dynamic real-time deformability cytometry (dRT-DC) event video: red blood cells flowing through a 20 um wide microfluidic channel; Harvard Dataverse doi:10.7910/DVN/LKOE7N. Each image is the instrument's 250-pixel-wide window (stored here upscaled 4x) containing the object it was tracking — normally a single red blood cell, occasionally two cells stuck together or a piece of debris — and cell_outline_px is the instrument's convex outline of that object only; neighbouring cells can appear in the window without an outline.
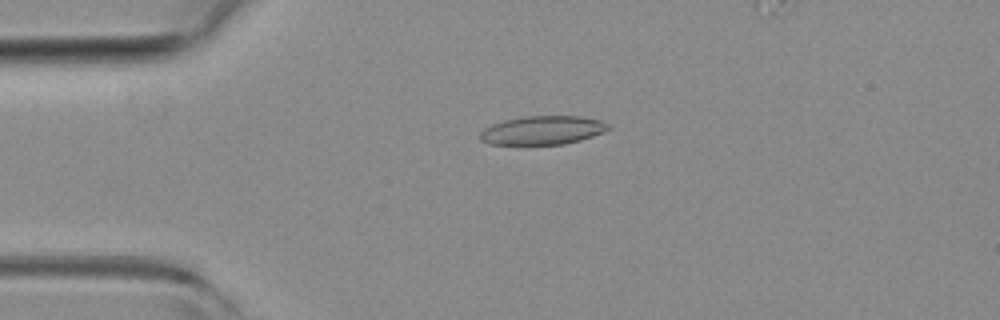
{"species": "common noctule bat (a hibernating species)", "species_latin": "Nyctalus noctula", "temperature_condition": "room temperature", "stored_images_in_passage": 6, "camera_frame_rate_fps": 3000, "um_per_image_px": 0.085, "animal": {"sex": "female", "body_mass_g": 19.3, "forearm_length_mm": 54.1}, "frame": {"image": 1, "passage_image": 3, "time_ms": 0.667, "image_size_px": [1000, 320], "cell_outline_px": [[612, 128], [604, 132], [580, 140], [564, 144], [488, 144], [480, 140], [480, 132], [484, 128], [492, 124], [504, 120], [524, 116], [580, 116], [600, 120], [608, 124]], "centroid_in_image_um": [46.12, 11.07], "position_along_channel_um": 38.9, "area_um2": 21.44}}
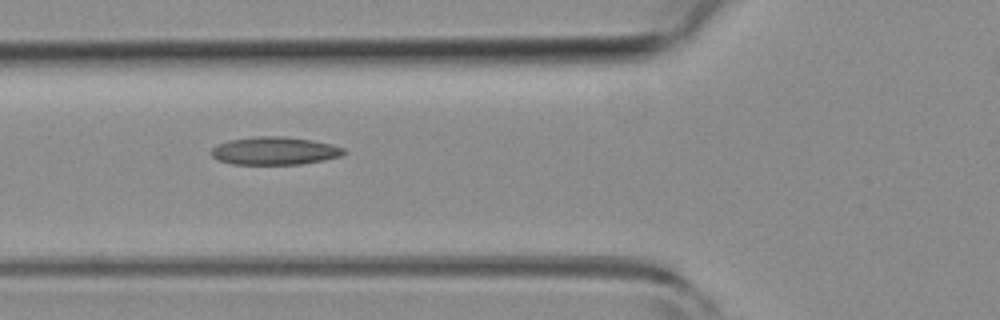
{"frame": {"image": 2, "passage_image": 5, "time_ms": 1.333, "image_size_px": [1000, 320], "cell_outline_px": [[348, 152], [344, 156], [324, 160], [300, 164], [232, 164], [216, 160], [208, 152], [212, 148], [228, 140], [252, 136], [280, 136], [312, 140], [332, 144], [344, 148]], "centroid_in_image_um": [23.35, 12.82], "position_along_channel_um": 102.4, "area_um2": 21.85}}
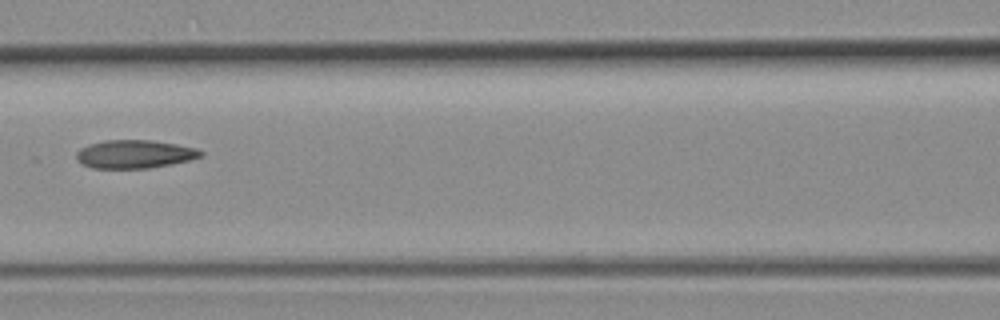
{"frame": {"image": 3, "passage_image": 6, "time_ms": 1.667, "image_size_px": [1000, 320], "cell_outline_px": [[204, 156], [172, 164], [148, 168], [92, 168], [80, 164], [76, 160], [76, 152], [80, 148], [88, 144], [104, 140], [152, 140], [176, 144], [196, 148], [204, 152]], "centroid_in_image_um": [11.41, 13.1], "position_along_channel_um": 155.2, "area_um2": 20.69}}